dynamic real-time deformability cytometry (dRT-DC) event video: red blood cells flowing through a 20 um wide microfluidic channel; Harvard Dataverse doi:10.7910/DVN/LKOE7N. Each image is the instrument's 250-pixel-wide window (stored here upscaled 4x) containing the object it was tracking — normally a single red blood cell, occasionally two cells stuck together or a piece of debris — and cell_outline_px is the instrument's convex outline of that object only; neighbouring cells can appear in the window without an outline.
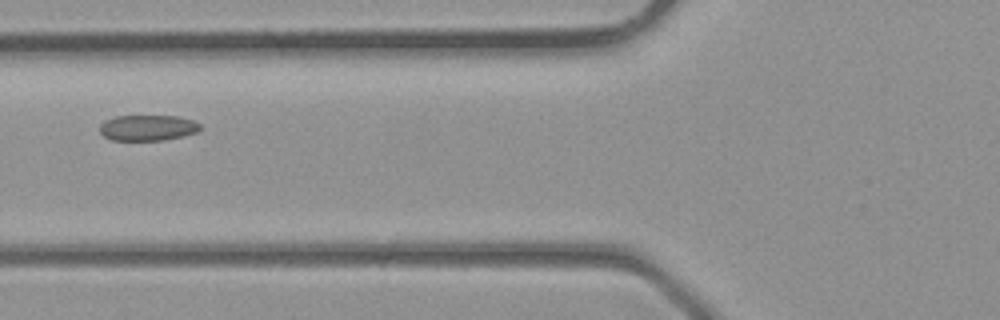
{"species": "common noctule bat (a hibernating species)", "species_latin": "Nyctalus noctula", "temperature_condition": "room temperature", "stored_images_in_passage": 4, "camera_frame_rate_fps": 3000, "um_per_image_px": 0.085, "animal": {"sex": "male", "body_mass_g": 23.1, "forearm_length_mm": 52.7}, "frame": {"image": 1, "passage_image": 4, "time_ms": 1.0, "image_size_px": [1000, 320], "cell_outline_px": [[200, 128], [196, 132], [184, 136], [164, 140], [112, 140], [104, 136], [100, 132], [100, 124], [104, 120], [116, 116], [176, 116], [192, 120], [200, 124]], "centroid_in_image_um": [12.53, 10.86], "position_along_channel_um": 113.3, "area_um2": 15.03}}